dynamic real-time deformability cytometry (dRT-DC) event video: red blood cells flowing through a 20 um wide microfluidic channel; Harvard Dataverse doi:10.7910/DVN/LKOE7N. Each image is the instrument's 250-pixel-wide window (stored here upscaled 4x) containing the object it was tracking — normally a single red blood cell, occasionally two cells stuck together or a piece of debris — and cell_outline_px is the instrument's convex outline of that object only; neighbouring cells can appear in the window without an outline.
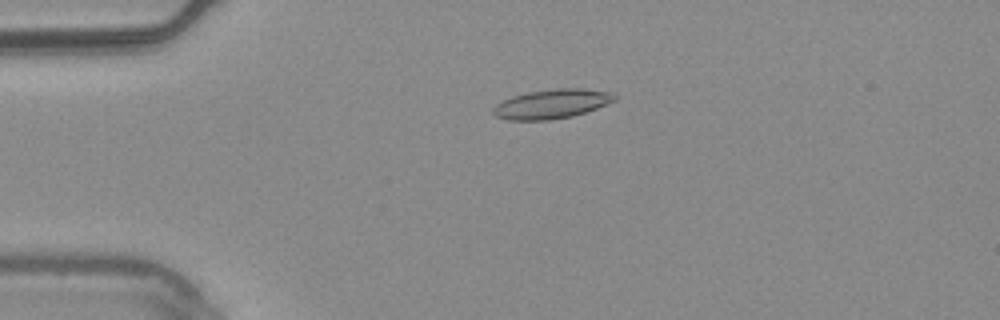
{"species": "common noctule bat (a hibernating species)", "species_latin": "Nyctalus noctula", "temperature_condition": "warm", "stored_images_in_passage": 36, "camera_frame_rate_fps": 3000, "um_per_image_px": 0.085, "animal": {"sex": "male", "body_mass_g": 20.4}, "frame": {"image": 1, "passage_image": 2, "time_ms": 0.333, "image_size_px": [1000, 320], "cell_outline_px": [[616, 100], [596, 108], [572, 116], [548, 120], [508, 120], [496, 116], [492, 112], [492, 108], [496, 104], [512, 96], [528, 92], [560, 88], [580, 88], [608, 92], [616, 96]], "centroid_in_image_um": [46.86, 8.84], "position_along_channel_um": 38.1, "area_um2": 20.46}}
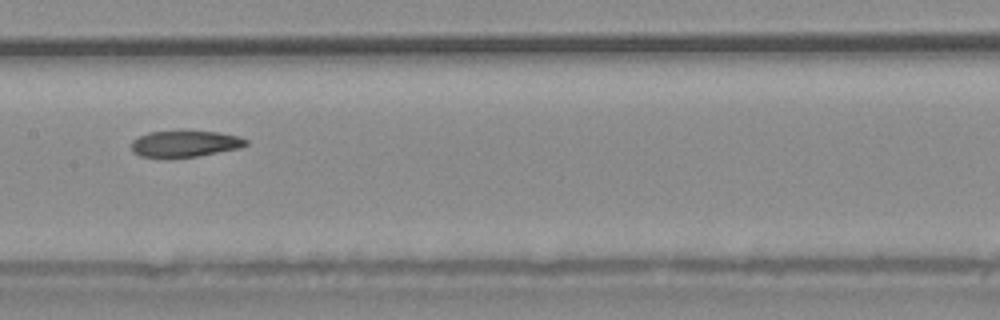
{"frame": {"image": 2, "passage_image": 17, "time_ms": 5.333, "image_size_px": [1000, 320], "cell_outline_px": [[248, 144], [240, 148], [196, 156], [168, 160], [140, 156], [132, 152], [132, 140], [148, 132], [220, 132], [240, 136], [248, 140]], "centroid_in_image_um": [15.7, 12.26], "position_along_channel_um": 191.7, "area_um2": 17.86}}
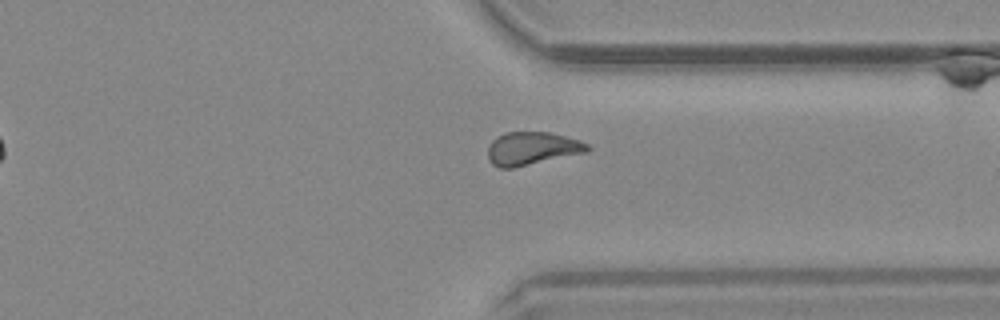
{"frame": {"image": 3, "passage_image": 31, "time_ms": 10.0, "image_size_px": [1000, 320], "cell_outline_px": [[592, 148], [588, 152], [512, 168], [500, 168], [492, 164], [488, 160], [488, 144], [496, 136], [504, 132], [548, 132], [580, 140], [588, 144]], "centroid_in_image_um": [45.21, 12.62], "position_along_channel_um": 366.2, "area_um2": 19.36}, "authors_computed_cell_mechanics": {"area_um2": 18.785, "velocity_mm_per_s": 3.7332, "shape_relaxation_time_tau1_ms": null, "shape_relaxation_time_tau2_ms": 4.5574, "deformation_change_tau1": null, "deformation_change_tau2": 0.1121}}